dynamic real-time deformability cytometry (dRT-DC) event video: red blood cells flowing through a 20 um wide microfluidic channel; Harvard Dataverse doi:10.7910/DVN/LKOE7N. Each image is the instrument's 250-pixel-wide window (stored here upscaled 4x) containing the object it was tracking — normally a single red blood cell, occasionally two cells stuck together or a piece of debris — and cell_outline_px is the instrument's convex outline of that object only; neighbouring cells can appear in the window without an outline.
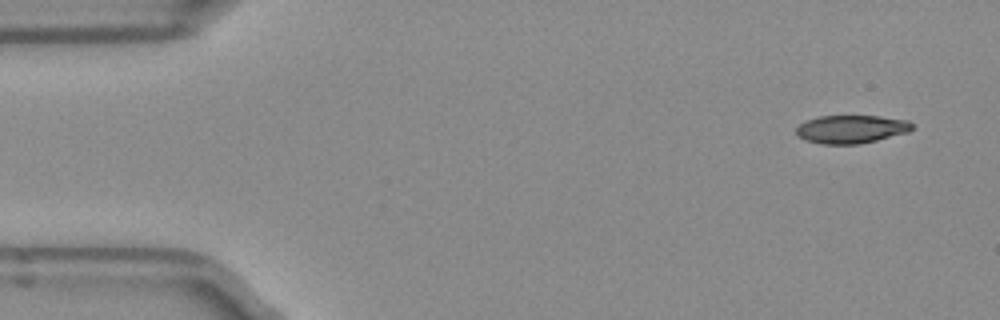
{"species": "Egyptian fruit bat (a non-hibernating species)", "species_latin": "Rousettus aegyptiacus", "temperature_condition": "room temperature", "stored_images_in_passage": 48, "camera_frame_rate_fps": 3000, "um_per_image_px": 0.085, "frame": {"image": 1, "passage_image": 1, "time_ms": 0.0, "image_size_px": [1000, 320], "cell_outline_px": [[912, 128], [908, 132], [860, 144], [820, 144], [804, 140], [796, 132], [796, 128], [804, 120], [820, 116], [880, 116], [908, 120], [912, 124]], "centroid_in_image_um": [72.33, 10.98], "position_along_channel_um": 12.7, "area_um2": 19.02}}
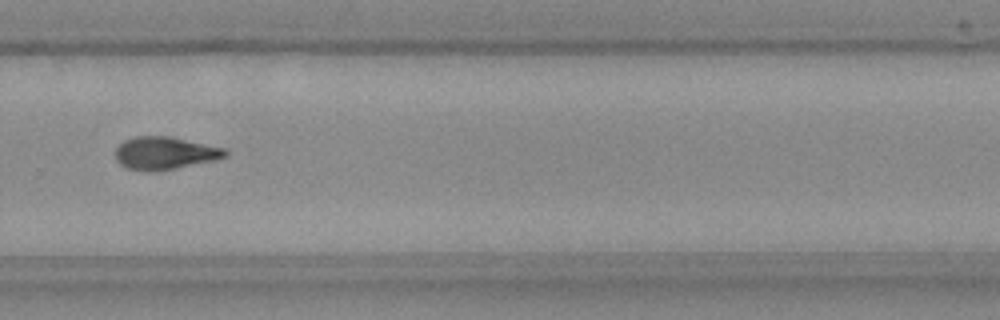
{"frame": {"image": 2, "passage_image": 32, "time_ms": 10.333, "image_size_px": [1000, 320], "cell_outline_px": [[228, 156], [212, 160], [172, 168], [128, 168], [120, 164], [116, 160], [116, 148], [124, 140], [136, 136], [168, 136], [228, 148]], "centroid_in_image_um": [14.05, 12.95], "position_along_channel_um": 315.7, "area_um2": 20.06}}
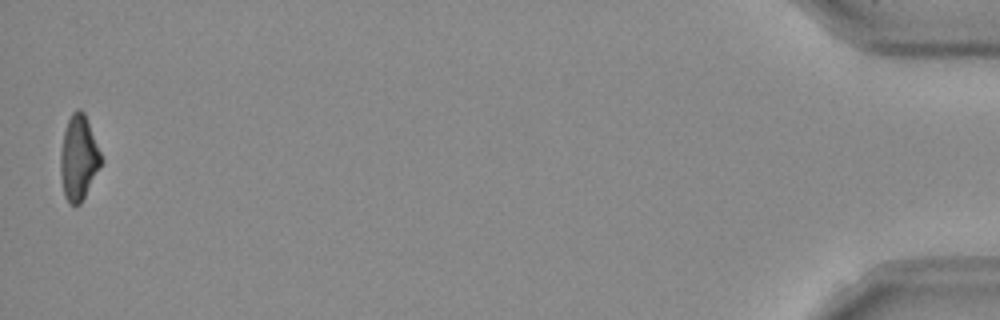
{"frame": {"image": 3, "passage_image": 48, "time_ms": 15.667, "image_size_px": [1000, 320], "cell_outline_px": [[104, 160], [80, 204], [68, 204], [64, 196], [60, 176], [60, 152], [64, 132], [68, 120], [72, 112], [76, 108], [80, 108], [84, 112]], "centroid_in_image_um": [6.68, 13.42], "position_along_channel_um": 428.5, "area_um2": 20.17}, "authors_computed_cell_mechanics": {"area_um2": 20.3456, "velocity_mm_per_s": 3.9677, "shape_relaxation_time_tau1_ms": 3.7865, "shape_relaxation_time_tau2_ms": 6.3813, "deformation_change_tau1": 0.1651, "deformation_change_tau2": 0.1597}}